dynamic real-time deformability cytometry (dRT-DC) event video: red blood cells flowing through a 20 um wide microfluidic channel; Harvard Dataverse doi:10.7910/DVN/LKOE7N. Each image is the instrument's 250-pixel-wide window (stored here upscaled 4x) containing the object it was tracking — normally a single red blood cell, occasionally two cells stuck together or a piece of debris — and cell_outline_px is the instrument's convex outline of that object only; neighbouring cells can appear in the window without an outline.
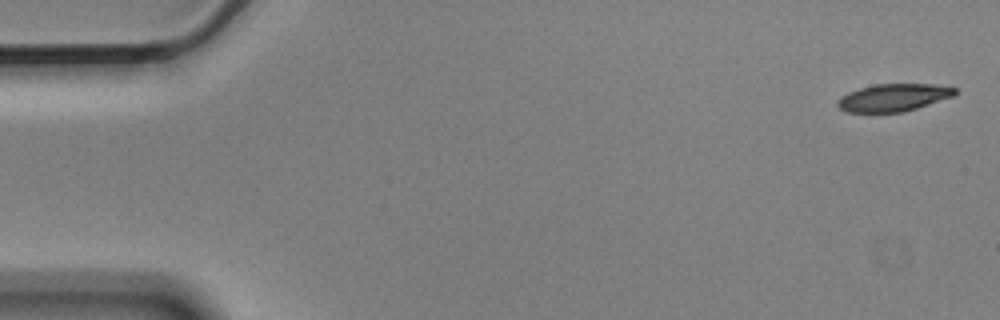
{"species": "Egyptian fruit bat (a non-hibernating species)", "species_latin": "Rousettus aegyptiacus", "temperature_condition": "cold", "stored_images_in_passage": 5, "camera_frame_rate_fps": 3000, "um_per_image_px": 0.085, "animal": {"sex": "male"}, "frame": {"image": 1, "passage_image": 1, "time_ms": 0.0, "image_size_px": [1000, 320], "cell_outline_px": [[956, 96], [904, 112], [848, 112], [840, 108], [836, 104], [836, 100], [840, 96], [848, 92], [860, 88], [876, 84], [932, 84], [956, 88]], "centroid_in_image_um": [75.95, 8.29], "position_along_channel_um": 9.1, "area_um2": 18.9}}
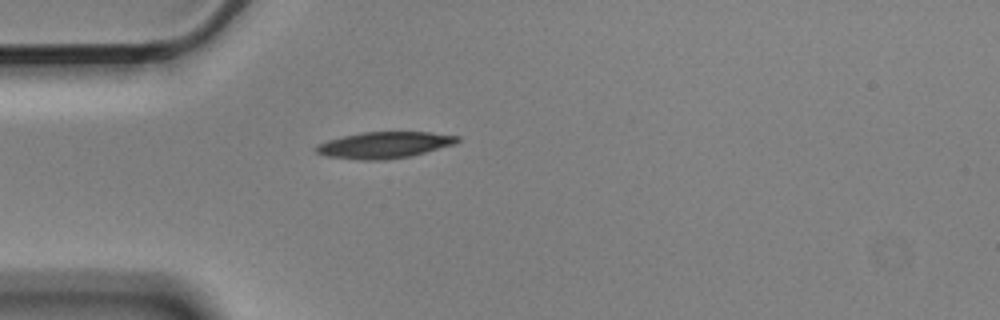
{"frame": {"image": 2, "passage_image": 5, "time_ms": 1.333, "image_size_px": [1000, 320], "cell_outline_px": [[460, 140], [456, 144], [408, 156], [384, 160], [360, 160], [324, 156], [316, 152], [312, 148], [316, 144], [328, 140], [344, 136], [364, 132], [428, 132], [460, 136]], "centroid_in_image_um": [32.62, 12.33], "position_along_channel_um": 52.4, "area_um2": 21.73}}